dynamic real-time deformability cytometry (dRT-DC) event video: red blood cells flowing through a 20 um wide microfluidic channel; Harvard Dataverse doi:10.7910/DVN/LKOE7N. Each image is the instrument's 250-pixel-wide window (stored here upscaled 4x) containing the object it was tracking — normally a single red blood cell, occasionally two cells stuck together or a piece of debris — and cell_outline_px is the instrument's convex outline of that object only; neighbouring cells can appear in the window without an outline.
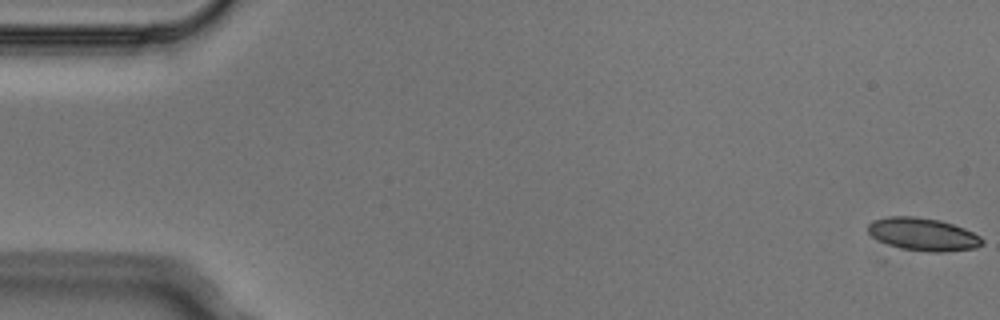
{"species": "Egyptian fruit bat (a non-hibernating species)", "species_latin": "Rousettus aegyptiacus", "temperature_condition": "cold", "stored_images_in_passage": 4, "camera_frame_rate_fps": 3000, "um_per_image_px": 0.085, "animal": {"sex": "male"}, "frame": {"image": 1, "passage_image": 1, "time_ms": 0.0, "image_size_px": [1000, 320], "cell_outline_px": [[984, 244], [976, 248], [944, 252], [928, 252], [892, 248], [872, 236], [868, 232], [868, 224], [872, 220], [888, 216], [916, 216], [940, 220], [964, 228], [980, 236], [984, 240]], "centroid_in_image_um": [78.44, 19.93], "position_along_channel_um": 6.6, "area_um2": 22.25}}
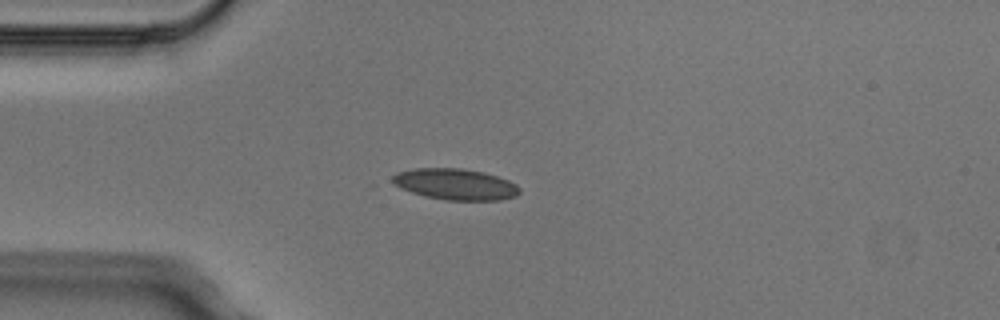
{"frame": {"image": 2, "passage_image": 4, "time_ms": 1.0, "image_size_px": [1000, 320], "cell_outline_px": [[520, 192], [516, 196], [500, 200], [448, 200], [424, 196], [400, 188], [392, 180], [392, 176], [396, 172], [412, 168], [460, 168], [484, 172], [508, 180], [516, 184], [520, 188]], "centroid_in_image_um": [38.7, 15.65], "position_along_channel_um": 46.3, "area_um2": 23.06}}